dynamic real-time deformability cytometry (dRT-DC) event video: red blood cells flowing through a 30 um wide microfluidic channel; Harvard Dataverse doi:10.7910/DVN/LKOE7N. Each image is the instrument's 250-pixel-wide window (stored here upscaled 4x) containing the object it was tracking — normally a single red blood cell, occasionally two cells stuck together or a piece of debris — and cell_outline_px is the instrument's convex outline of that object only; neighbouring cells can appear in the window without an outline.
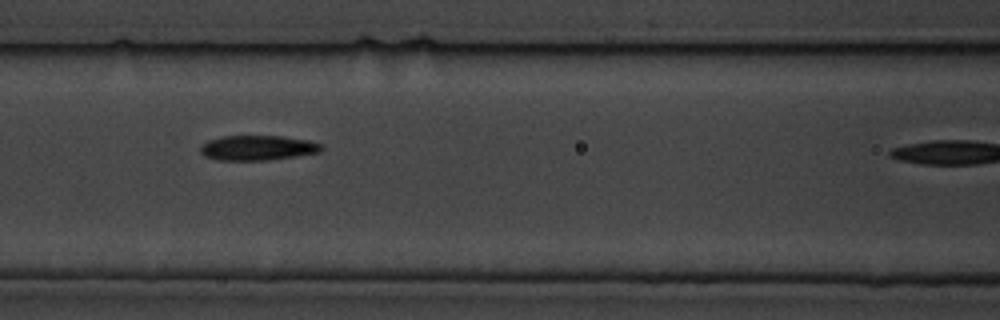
{"species": "common noctule bat (a hibernating species)", "species_latin": "Nyctalus noctula", "temperature_condition": "cold", "stored_images_in_passage": 7, "camera_frame_rate_fps": 3000, "um_per_image_px": 0.085, "animal": {"sex": "male", "body_mass_g": 19.5, "forearm_length_mm": 54.6}, "frame": {"image": 1, "passage_image": 6, "time_ms": 5.667, "image_size_px": [1000, 320], "cell_outline_px": [[324, 148], [320, 152], [268, 160], [216, 160], [204, 156], [200, 152], [200, 144], [208, 140], [220, 136], [284, 136], [308, 140], [324, 144]], "centroid_in_image_um": [21.88, 12.56], "position_along_channel_um": 144.7, "area_um2": 17.8}}